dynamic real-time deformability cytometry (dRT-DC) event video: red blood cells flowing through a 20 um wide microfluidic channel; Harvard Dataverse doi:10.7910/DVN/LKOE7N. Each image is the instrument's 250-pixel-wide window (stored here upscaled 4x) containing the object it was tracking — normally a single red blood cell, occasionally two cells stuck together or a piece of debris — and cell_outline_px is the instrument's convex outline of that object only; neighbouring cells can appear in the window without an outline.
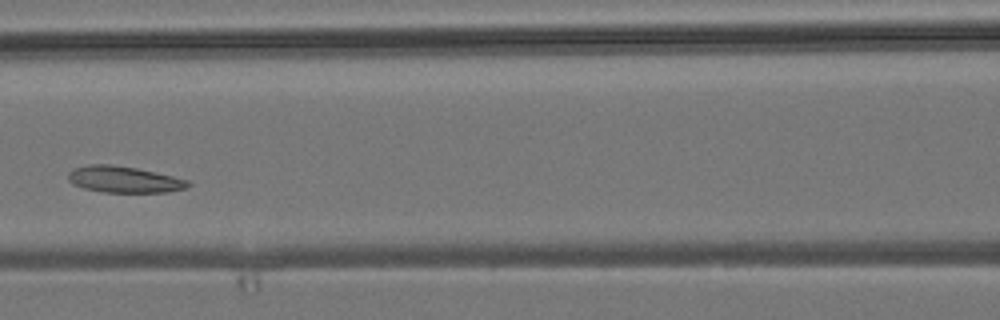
{"species": "common noctule bat (a hibernating species)", "species_latin": "Nyctalus noctula", "temperature_condition": "room temperature", "stored_images_in_passage": 6, "camera_frame_rate_fps": 3000, "um_per_image_px": 0.085, "animal": {"sex": "male", "body_mass_g": 19.2, "forearm_length_mm": 51.8}, "frame": {"image": 1, "passage_image": 6, "time_ms": 5.667, "image_size_px": [1000, 320], "cell_outline_px": [[192, 184], [184, 188], [168, 192], [104, 192], [84, 188], [72, 184], [68, 180], [68, 172], [72, 168], [88, 164], [108, 164], [136, 168], [172, 176], [188, 180]], "centroid_in_image_um": [10.49, 15.25], "position_along_channel_um": 156.1, "area_um2": 18.38}}